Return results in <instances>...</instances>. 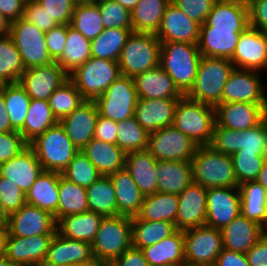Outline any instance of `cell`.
Here are the masks:
<instances>
[{"label":"cell","instance_id":"cell-1","mask_svg":"<svg viewBox=\"0 0 267 266\" xmlns=\"http://www.w3.org/2000/svg\"><path fill=\"white\" fill-rule=\"evenodd\" d=\"M198 45L187 42H161L159 66L186 95L193 87L201 60Z\"/></svg>","mask_w":267,"mask_h":266},{"label":"cell","instance_id":"cell-2","mask_svg":"<svg viewBox=\"0 0 267 266\" xmlns=\"http://www.w3.org/2000/svg\"><path fill=\"white\" fill-rule=\"evenodd\" d=\"M190 162L194 183L205 188L239 187L231 155L198 146Z\"/></svg>","mask_w":267,"mask_h":266},{"label":"cell","instance_id":"cell-3","mask_svg":"<svg viewBox=\"0 0 267 266\" xmlns=\"http://www.w3.org/2000/svg\"><path fill=\"white\" fill-rule=\"evenodd\" d=\"M215 124V108L183 95L177 102L173 127L188 136L197 146L209 145Z\"/></svg>","mask_w":267,"mask_h":266},{"label":"cell","instance_id":"cell-4","mask_svg":"<svg viewBox=\"0 0 267 266\" xmlns=\"http://www.w3.org/2000/svg\"><path fill=\"white\" fill-rule=\"evenodd\" d=\"M233 69L228 58L202 56L193 87L186 96L214 107L221 104L223 88Z\"/></svg>","mask_w":267,"mask_h":266},{"label":"cell","instance_id":"cell-5","mask_svg":"<svg viewBox=\"0 0 267 266\" xmlns=\"http://www.w3.org/2000/svg\"><path fill=\"white\" fill-rule=\"evenodd\" d=\"M44 171L62 172L78 152L58 122L29 143Z\"/></svg>","mask_w":267,"mask_h":266},{"label":"cell","instance_id":"cell-6","mask_svg":"<svg viewBox=\"0 0 267 266\" xmlns=\"http://www.w3.org/2000/svg\"><path fill=\"white\" fill-rule=\"evenodd\" d=\"M131 217L117 215L103 217L94 241L93 258L111 263L132 246Z\"/></svg>","mask_w":267,"mask_h":266},{"label":"cell","instance_id":"cell-7","mask_svg":"<svg viewBox=\"0 0 267 266\" xmlns=\"http://www.w3.org/2000/svg\"><path fill=\"white\" fill-rule=\"evenodd\" d=\"M160 48L161 42L155 34L132 32L118 60L121 75L134 78L158 67Z\"/></svg>","mask_w":267,"mask_h":266},{"label":"cell","instance_id":"cell-8","mask_svg":"<svg viewBox=\"0 0 267 266\" xmlns=\"http://www.w3.org/2000/svg\"><path fill=\"white\" fill-rule=\"evenodd\" d=\"M119 76L118 61L91 57L70 73L69 79L85 100H96Z\"/></svg>","mask_w":267,"mask_h":266},{"label":"cell","instance_id":"cell-9","mask_svg":"<svg viewBox=\"0 0 267 266\" xmlns=\"http://www.w3.org/2000/svg\"><path fill=\"white\" fill-rule=\"evenodd\" d=\"M138 94L132 77L119 76L95 102L99 115L121 122L134 117Z\"/></svg>","mask_w":267,"mask_h":266},{"label":"cell","instance_id":"cell-10","mask_svg":"<svg viewBox=\"0 0 267 266\" xmlns=\"http://www.w3.org/2000/svg\"><path fill=\"white\" fill-rule=\"evenodd\" d=\"M223 249L221 230L201 225L184 231L185 266L215 264Z\"/></svg>","mask_w":267,"mask_h":266},{"label":"cell","instance_id":"cell-11","mask_svg":"<svg viewBox=\"0 0 267 266\" xmlns=\"http://www.w3.org/2000/svg\"><path fill=\"white\" fill-rule=\"evenodd\" d=\"M12 37L25 68L38 67L53 62L45 39V32L23 18L11 22Z\"/></svg>","mask_w":267,"mask_h":266},{"label":"cell","instance_id":"cell-12","mask_svg":"<svg viewBox=\"0 0 267 266\" xmlns=\"http://www.w3.org/2000/svg\"><path fill=\"white\" fill-rule=\"evenodd\" d=\"M198 148L188 136L173 126L149 133L146 150L158 161H188Z\"/></svg>","mask_w":267,"mask_h":266},{"label":"cell","instance_id":"cell-13","mask_svg":"<svg viewBox=\"0 0 267 266\" xmlns=\"http://www.w3.org/2000/svg\"><path fill=\"white\" fill-rule=\"evenodd\" d=\"M260 74L255 70L234 68L222 91L221 104L246 102L267 104Z\"/></svg>","mask_w":267,"mask_h":266},{"label":"cell","instance_id":"cell-14","mask_svg":"<svg viewBox=\"0 0 267 266\" xmlns=\"http://www.w3.org/2000/svg\"><path fill=\"white\" fill-rule=\"evenodd\" d=\"M69 79V75L56 61L47 65L26 68L18 83L31 99L46 100Z\"/></svg>","mask_w":267,"mask_h":266},{"label":"cell","instance_id":"cell-15","mask_svg":"<svg viewBox=\"0 0 267 266\" xmlns=\"http://www.w3.org/2000/svg\"><path fill=\"white\" fill-rule=\"evenodd\" d=\"M230 60L234 68L258 72L267 69V32L247 27L241 33Z\"/></svg>","mask_w":267,"mask_h":266},{"label":"cell","instance_id":"cell-16","mask_svg":"<svg viewBox=\"0 0 267 266\" xmlns=\"http://www.w3.org/2000/svg\"><path fill=\"white\" fill-rule=\"evenodd\" d=\"M240 214L239 187L207 188L205 225L221 230Z\"/></svg>","mask_w":267,"mask_h":266},{"label":"cell","instance_id":"cell-17","mask_svg":"<svg viewBox=\"0 0 267 266\" xmlns=\"http://www.w3.org/2000/svg\"><path fill=\"white\" fill-rule=\"evenodd\" d=\"M214 108L215 123L236 131L253 128L267 117V104L233 102L218 104Z\"/></svg>","mask_w":267,"mask_h":266},{"label":"cell","instance_id":"cell-18","mask_svg":"<svg viewBox=\"0 0 267 266\" xmlns=\"http://www.w3.org/2000/svg\"><path fill=\"white\" fill-rule=\"evenodd\" d=\"M56 224L51 213L25 203L9 216L7 229L8 235L31 237L39 234H55Z\"/></svg>","mask_w":267,"mask_h":266},{"label":"cell","instance_id":"cell-19","mask_svg":"<svg viewBox=\"0 0 267 266\" xmlns=\"http://www.w3.org/2000/svg\"><path fill=\"white\" fill-rule=\"evenodd\" d=\"M99 110L95 100H85L78 108L59 121L67 137L78 151L94 138Z\"/></svg>","mask_w":267,"mask_h":266},{"label":"cell","instance_id":"cell-20","mask_svg":"<svg viewBox=\"0 0 267 266\" xmlns=\"http://www.w3.org/2000/svg\"><path fill=\"white\" fill-rule=\"evenodd\" d=\"M200 24L185 15L173 2L165 9L155 34L160 42H187L198 44Z\"/></svg>","mask_w":267,"mask_h":266},{"label":"cell","instance_id":"cell-21","mask_svg":"<svg viewBox=\"0 0 267 266\" xmlns=\"http://www.w3.org/2000/svg\"><path fill=\"white\" fill-rule=\"evenodd\" d=\"M178 199L176 229L185 231L205 225L207 188L192 182L178 195Z\"/></svg>","mask_w":267,"mask_h":266},{"label":"cell","instance_id":"cell-22","mask_svg":"<svg viewBox=\"0 0 267 266\" xmlns=\"http://www.w3.org/2000/svg\"><path fill=\"white\" fill-rule=\"evenodd\" d=\"M55 234H39L31 237L8 235L6 257L24 266H39L46 258Z\"/></svg>","mask_w":267,"mask_h":266},{"label":"cell","instance_id":"cell-23","mask_svg":"<svg viewBox=\"0 0 267 266\" xmlns=\"http://www.w3.org/2000/svg\"><path fill=\"white\" fill-rule=\"evenodd\" d=\"M43 171L35 152L29 146L19 155L0 164V175L19 186L24 194Z\"/></svg>","mask_w":267,"mask_h":266},{"label":"cell","instance_id":"cell-24","mask_svg":"<svg viewBox=\"0 0 267 266\" xmlns=\"http://www.w3.org/2000/svg\"><path fill=\"white\" fill-rule=\"evenodd\" d=\"M178 100L138 98L134 118L149 133L172 126Z\"/></svg>","mask_w":267,"mask_h":266},{"label":"cell","instance_id":"cell-25","mask_svg":"<svg viewBox=\"0 0 267 266\" xmlns=\"http://www.w3.org/2000/svg\"><path fill=\"white\" fill-rule=\"evenodd\" d=\"M266 231L257 222L240 214L221 229L223 248L246 253Z\"/></svg>","mask_w":267,"mask_h":266},{"label":"cell","instance_id":"cell-26","mask_svg":"<svg viewBox=\"0 0 267 266\" xmlns=\"http://www.w3.org/2000/svg\"><path fill=\"white\" fill-rule=\"evenodd\" d=\"M92 259L90 243L69 239L56 232L49 245L44 263L75 266Z\"/></svg>","mask_w":267,"mask_h":266},{"label":"cell","instance_id":"cell-27","mask_svg":"<svg viewBox=\"0 0 267 266\" xmlns=\"http://www.w3.org/2000/svg\"><path fill=\"white\" fill-rule=\"evenodd\" d=\"M138 98L180 99L183 94L160 66L137 74L134 78Z\"/></svg>","mask_w":267,"mask_h":266},{"label":"cell","instance_id":"cell-28","mask_svg":"<svg viewBox=\"0 0 267 266\" xmlns=\"http://www.w3.org/2000/svg\"><path fill=\"white\" fill-rule=\"evenodd\" d=\"M243 31L214 29L203 23L197 44L201 55L231 59Z\"/></svg>","mask_w":267,"mask_h":266},{"label":"cell","instance_id":"cell-29","mask_svg":"<svg viewBox=\"0 0 267 266\" xmlns=\"http://www.w3.org/2000/svg\"><path fill=\"white\" fill-rule=\"evenodd\" d=\"M205 23L214 29L245 30L249 27L248 5L238 0H216Z\"/></svg>","mask_w":267,"mask_h":266},{"label":"cell","instance_id":"cell-30","mask_svg":"<svg viewBox=\"0 0 267 266\" xmlns=\"http://www.w3.org/2000/svg\"><path fill=\"white\" fill-rule=\"evenodd\" d=\"M149 266H185L184 231L141 249Z\"/></svg>","mask_w":267,"mask_h":266},{"label":"cell","instance_id":"cell-31","mask_svg":"<svg viewBox=\"0 0 267 266\" xmlns=\"http://www.w3.org/2000/svg\"><path fill=\"white\" fill-rule=\"evenodd\" d=\"M157 163L158 160L146 149L126 154L125 169L130 173L144 196L157 192Z\"/></svg>","mask_w":267,"mask_h":266},{"label":"cell","instance_id":"cell-32","mask_svg":"<svg viewBox=\"0 0 267 266\" xmlns=\"http://www.w3.org/2000/svg\"><path fill=\"white\" fill-rule=\"evenodd\" d=\"M116 196L118 215L135 217L141 210L144 194L124 168L109 175Z\"/></svg>","mask_w":267,"mask_h":266},{"label":"cell","instance_id":"cell-33","mask_svg":"<svg viewBox=\"0 0 267 266\" xmlns=\"http://www.w3.org/2000/svg\"><path fill=\"white\" fill-rule=\"evenodd\" d=\"M102 176L125 168L126 153L116 144L93 138L81 150Z\"/></svg>","mask_w":267,"mask_h":266},{"label":"cell","instance_id":"cell-34","mask_svg":"<svg viewBox=\"0 0 267 266\" xmlns=\"http://www.w3.org/2000/svg\"><path fill=\"white\" fill-rule=\"evenodd\" d=\"M61 173L43 171L25 194L27 204L51 213L56 221L59 202V176Z\"/></svg>","mask_w":267,"mask_h":266},{"label":"cell","instance_id":"cell-35","mask_svg":"<svg viewBox=\"0 0 267 266\" xmlns=\"http://www.w3.org/2000/svg\"><path fill=\"white\" fill-rule=\"evenodd\" d=\"M103 216L95 212L70 214L60 218L56 224L57 233L63 237L92 243Z\"/></svg>","mask_w":267,"mask_h":266},{"label":"cell","instance_id":"cell-36","mask_svg":"<svg viewBox=\"0 0 267 266\" xmlns=\"http://www.w3.org/2000/svg\"><path fill=\"white\" fill-rule=\"evenodd\" d=\"M157 192L179 195L192 180V166L188 161H158Z\"/></svg>","mask_w":267,"mask_h":266},{"label":"cell","instance_id":"cell-37","mask_svg":"<svg viewBox=\"0 0 267 266\" xmlns=\"http://www.w3.org/2000/svg\"><path fill=\"white\" fill-rule=\"evenodd\" d=\"M241 214L267 230V191L256 181L239 185Z\"/></svg>","mask_w":267,"mask_h":266},{"label":"cell","instance_id":"cell-38","mask_svg":"<svg viewBox=\"0 0 267 266\" xmlns=\"http://www.w3.org/2000/svg\"><path fill=\"white\" fill-rule=\"evenodd\" d=\"M178 195L155 192L144 197L137 217L147 221H168L175 224L178 213Z\"/></svg>","mask_w":267,"mask_h":266},{"label":"cell","instance_id":"cell-39","mask_svg":"<svg viewBox=\"0 0 267 266\" xmlns=\"http://www.w3.org/2000/svg\"><path fill=\"white\" fill-rule=\"evenodd\" d=\"M171 0H139L131 11L132 31L156 34Z\"/></svg>","mask_w":267,"mask_h":266},{"label":"cell","instance_id":"cell-40","mask_svg":"<svg viewBox=\"0 0 267 266\" xmlns=\"http://www.w3.org/2000/svg\"><path fill=\"white\" fill-rule=\"evenodd\" d=\"M57 123L58 120L53 115L48 101L31 99L23 128L19 132L29 144Z\"/></svg>","mask_w":267,"mask_h":266},{"label":"cell","instance_id":"cell-41","mask_svg":"<svg viewBox=\"0 0 267 266\" xmlns=\"http://www.w3.org/2000/svg\"><path fill=\"white\" fill-rule=\"evenodd\" d=\"M131 224L132 246L138 249L151 246L177 230L172 222L141 220L137 216L131 218Z\"/></svg>","mask_w":267,"mask_h":266},{"label":"cell","instance_id":"cell-42","mask_svg":"<svg viewBox=\"0 0 267 266\" xmlns=\"http://www.w3.org/2000/svg\"><path fill=\"white\" fill-rule=\"evenodd\" d=\"M88 211L103 217L118 215L115 189L109 176H102L86 188Z\"/></svg>","mask_w":267,"mask_h":266},{"label":"cell","instance_id":"cell-43","mask_svg":"<svg viewBox=\"0 0 267 266\" xmlns=\"http://www.w3.org/2000/svg\"><path fill=\"white\" fill-rule=\"evenodd\" d=\"M132 29L106 28L91 40V57L118 61Z\"/></svg>","mask_w":267,"mask_h":266},{"label":"cell","instance_id":"cell-44","mask_svg":"<svg viewBox=\"0 0 267 266\" xmlns=\"http://www.w3.org/2000/svg\"><path fill=\"white\" fill-rule=\"evenodd\" d=\"M90 48L91 41L68 24L64 52L56 62L69 75L91 58Z\"/></svg>","mask_w":267,"mask_h":266},{"label":"cell","instance_id":"cell-45","mask_svg":"<svg viewBox=\"0 0 267 266\" xmlns=\"http://www.w3.org/2000/svg\"><path fill=\"white\" fill-rule=\"evenodd\" d=\"M88 211V199L86 188L68 181L59 176V202L56 211V222L70 214H78Z\"/></svg>","mask_w":267,"mask_h":266},{"label":"cell","instance_id":"cell-46","mask_svg":"<svg viewBox=\"0 0 267 266\" xmlns=\"http://www.w3.org/2000/svg\"><path fill=\"white\" fill-rule=\"evenodd\" d=\"M25 69L12 37L10 35L0 37V87L18 83Z\"/></svg>","mask_w":267,"mask_h":266},{"label":"cell","instance_id":"cell-47","mask_svg":"<svg viewBox=\"0 0 267 266\" xmlns=\"http://www.w3.org/2000/svg\"><path fill=\"white\" fill-rule=\"evenodd\" d=\"M0 91L4 95L11 126L15 131H20L23 128L31 98L19 83L5 84L0 87Z\"/></svg>","mask_w":267,"mask_h":266},{"label":"cell","instance_id":"cell-48","mask_svg":"<svg viewBox=\"0 0 267 266\" xmlns=\"http://www.w3.org/2000/svg\"><path fill=\"white\" fill-rule=\"evenodd\" d=\"M70 26L90 41L105 29L97 4H76Z\"/></svg>","mask_w":267,"mask_h":266},{"label":"cell","instance_id":"cell-49","mask_svg":"<svg viewBox=\"0 0 267 266\" xmlns=\"http://www.w3.org/2000/svg\"><path fill=\"white\" fill-rule=\"evenodd\" d=\"M85 99L74 83L68 79L48 99L49 106L58 122L78 108Z\"/></svg>","mask_w":267,"mask_h":266},{"label":"cell","instance_id":"cell-50","mask_svg":"<svg viewBox=\"0 0 267 266\" xmlns=\"http://www.w3.org/2000/svg\"><path fill=\"white\" fill-rule=\"evenodd\" d=\"M117 130L116 145L126 154L147 148L149 132L134 117L117 122Z\"/></svg>","mask_w":267,"mask_h":266},{"label":"cell","instance_id":"cell-51","mask_svg":"<svg viewBox=\"0 0 267 266\" xmlns=\"http://www.w3.org/2000/svg\"><path fill=\"white\" fill-rule=\"evenodd\" d=\"M62 176L68 181L85 188L102 177L98 169L81 150L74 155L67 168L62 172Z\"/></svg>","mask_w":267,"mask_h":266},{"label":"cell","instance_id":"cell-52","mask_svg":"<svg viewBox=\"0 0 267 266\" xmlns=\"http://www.w3.org/2000/svg\"><path fill=\"white\" fill-rule=\"evenodd\" d=\"M238 186L255 181L265 162L262 155L254 152H235L231 155Z\"/></svg>","mask_w":267,"mask_h":266},{"label":"cell","instance_id":"cell-53","mask_svg":"<svg viewBox=\"0 0 267 266\" xmlns=\"http://www.w3.org/2000/svg\"><path fill=\"white\" fill-rule=\"evenodd\" d=\"M104 28L132 29L131 12L115 0L97 3Z\"/></svg>","mask_w":267,"mask_h":266},{"label":"cell","instance_id":"cell-54","mask_svg":"<svg viewBox=\"0 0 267 266\" xmlns=\"http://www.w3.org/2000/svg\"><path fill=\"white\" fill-rule=\"evenodd\" d=\"M267 136V117L257 126L237 131V152L262 155Z\"/></svg>","mask_w":267,"mask_h":266},{"label":"cell","instance_id":"cell-55","mask_svg":"<svg viewBox=\"0 0 267 266\" xmlns=\"http://www.w3.org/2000/svg\"><path fill=\"white\" fill-rule=\"evenodd\" d=\"M0 197L9 216L26 203L25 194L19 186L2 175H0Z\"/></svg>","mask_w":267,"mask_h":266},{"label":"cell","instance_id":"cell-56","mask_svg":"<svg viewBox=\"0 0 267 266\" xmlns=\"http://www.w3.org/2000/svg\"><path fill=\"white\" fill-rule=\"evenodd\" d=\"M208 146L222 154L232 155L237 152V131L220 127L215 123Z\"/></svg>","mask_w":267,"mask_h":266},{"label":"cell","instance_id":"cell-57","mask_svg":"<svg viewBox=\"0 0 267 266\" xmlns=\"http://www.w3.org/2000/svg\"><path fill=\"white\" fill-rule=\"evenodd\" d=\"M28 146L19 131L0 133V164L19 155Z\"/></svg>","mask_w":267,"mask_h":266},{"label":"cell","instance_id":"cell-58","mask_svg":"<svg viewBox=\"0 0 267 266\" xmlns=\"http://www.w3.org/2000/svg\"><path fill=\"white\" fill-rule=\"evenodd\" d=\"M22 18L32 23L43 32H48L53 27L59 25L37 1L25 3Z\"/></svg>","mask_w":267,"mask_h":266},{"label":"cell","instance_id":"cell-59","mask_svg":"<svg viewBox=\"0 0 267 266\" xmlns=\"http://www.w3.org/2000/svg\"><path fill=\"white\" fill-rule=\"evenodd\" d=\"M216 0H171L185 15L200 25L205 23Z\"/></svg>","mask_w":267,"mask_h":266},{"label":"cell","instance_id":"cell-60","mask_svg":"<svg viewBox=\"0 0 267 266\" xmlns=\"http://www.w3.org/2000/svg\"><path fill=\"white\" fill-rule=\"evenodd\" d=\"M58 24H70L75 3L72 0H36Z\"/></svg>","mask_w":267,"mask_h":266},{"label":"cell","instance_id":"cell-61","mask_svg":"<svg viewBox=\"0 0 267 266\" xmlns=\"http://www.w3.org/2000/svg\"><path fill=\"white\" fill-rule=\"evenodd\" d=\"M48 53L53 61H57L63 54L67 39V25L59 24L45 32Z\"/></svg>","mask_w":267,"mask_h":266},{"label":"cell","instance_id":"cell-62","mask_svg":"<svg viewBox=\"0 0 267 266\" xmlns=\"http://www.w3.org/2000/svg\"><path fill=\"white\" fill-rule=\"evenodd\" d=\"M247 5L249 26L267 32V0H253Z\"/></svg>","mask_w":267,"mask_h":266},{"label":"cell","instance_id":"cell-63","mask_svg":"<svg viewBox=\"0 0 267 266\" xmlns=\"http://www.w3.org/2000/svg\"><path fill=\"white\" fill-rule=\"evenodd\" d=\"M117 133V122L99 115L95 125L94 138L116 144Z\"/></svg>","mask_w":267,"mask_h":266},{"label":"cell","instance_id":"cell-64","mask_svg":"<svg viewBox=\"0 0 267 266\" xmlns=\"http://www.w3.org/2000/svg\"><path fill=\"white\" fill-rule=\"evenodd\" d=\"M110 264L111 266H149L142 250L133 246L115 258Z\"/></svg>","mask_w":267,"mask_h":266},{"label":"cell","instance_id":"cell-65","mask_svg":"<svg viewBox=\"0 0 267 266\" xmlns=\"http://www.w3.org/2000/svg\"><path fill=\"white\" fill-rule=\"evenodd\" d=\"M245 254L250 266H267V231Z\"/></svg>","mask_w":267,"mask_h":266},{"label":"cell","instance_id":"cell-66","mask_svg":"<svg viewBox=\"0 0 267 266\" xmlns=\"http://www.w3.org/2000/svg\"><path fill=\"white\" fill-rule=\"evenodd\" d=\"M216 266H250L245 253L223 248L218 255Z\"/></svg>","mask_w":267,"mask_h":266},{"label":"cell","instance_id":"cell-67","mask_svg":"<svg viewBox=\"0 0 267 266\" xmlns=\"http://www.w3.org/2000/svg\"><path fill=\"white\" fill-rule=\"evenodd\" d=\"M25 3L24 0H0V11L10 22H13L23 17Z\"/></svg>","mask_w":267,"mask_h":266},{"label":"cell","instance_id":"cell-68","mask_svg":"<svg viewBox=\"0 0 267 266\" xmlns=\"http://www.w3.org/2000/svg\"><path fill=\"white\" fill-rule=\"evenodd\" d=\"M3 93L0 91V133L15 131L9 119Z\"/></svg>","mask_w":267,"mask_h":266},{"label":"cell","instance_id":"cell-69","mask_svg":"<svg viewBox=\"0 0 267 266\" xmlns=\"http://www.w3.org/2000/svg\"><path fill=\"white\" fill-rule=\"evenodd\" d=\"M7 239H8L7 226L0 227V258L5 257L6 255Z\"/></svg>","mask_w":267,"mask_h":266},{"label":"cell","instance_id":"cell-70","mask_svg":"<svg viewBox=\"0 0 267 266\" xmlns=\"http://www.w3.org/2000/svg\"><path fill=\"white\" fill-rule=\"evenodd\" d=\"M11 22L0 11V37L10 35Z\"/></svg>","mask_w":267,"mask_h":266},{"label":"cell","instance_id":"cell-71","mask_svg":"<svg viewBox=\"0 0 267 266\" xmlns=\"http://www.w3.org/2000/svg\"><path fill=\"white\" fill-rule=\"evenodd\" d=\"M267 191V161L264 162L262 169L255 180Z\"/></svg>","mask_w":267,"mask_h":266},{"label":"cell","instance_id":"cell-72","mask_svg":"<svg viewBox=\"0 0 267 266\" xmlns=\"http://www.w3.org/2000/svg\"><path fill=\"white\" fill-rule=\"evenodd\" d=\"M9 215L7 214L6 210L4 209L1 197H0V227L7 226L8 224Z\"/></svg>","mask_w":267,"mask_h":266},{"label":"cell","instance_id":"cell-73","mask_svg":"<svg viewBox=\"0 0 267 266\" xmlns=\"http://www.w3.org/2000/svg\"><path fill=\"white\" fill-rule=\"evenodd\" d=\"M109 264L110 263H108L106 261L93 258L92 260H90L88 262L80 263V264L75 265V266H108Z\"/></svg>","mask_w":267,"mask_h":266},{"label":"cell","instance_id":"cell-74","mask_svg":"<svg viewBox=\"0 0 267 266\" xmlns=\"http://www.w3.org/2000/svg\"><path fill=\"white\" fill-rule=\"evenodd\" d=\"M117 3H120L123 7L128 9L130 12L135 8L139 0H115Z\"/></svg>","mask_w":267,"mask_h":266},{"label":"cell","instance_id":"cell-75","mask_svg":"<svg viewBox=\"0 0 267 266\" xmlns=\"http://www.w3.org/2000/svg\"><path fill=\"white\" fill-rule=\"evenodd\" d=\"M0 266H24L21 264H17L11 260H9L6 256L3 258H0Z\"/></svg>","mask_w":267,"mask_h":266},{"label":"cell","instance_id":"cell-76","mask_svg":"<svg viewBox=\"0 0 267 266\" xmlns=\"http://www.w3.org/2000/svg\"><path fill=\"white\" fill-rule=\"evenodd\" d=\"M262 156L264 157V160L267 161V136Z\"/></svg>","mask_w":267,"mask_h":266},{"label":"cell","instance_id":"cell-77","mask_svg":"<svg viewBox=\"0 0 267 266\" xmlns=\"http://www.w3.org/2000/svg\"><path fill=\"white\" fill-rule=\"evenodd\" d=\"M75 4H90V0H72Z\"/></svg>","mask_w":267,"mask_h":266},{"label":"cell","instance_id":"cell-78","mask_svg":"<svg viewBox=\"0 0 267 266\" xmlns=\"http://www.w3.org/2000/svg\"><path fill=\"white\" fill-rule=\"evenodd\" d=\"M39 266H65V265H53V264H46V263H42Z\"/></svg>","mask_w":267,"mask_h":266},{"label":"cell","instance_id":"cell-79","mask_svg":"<svg viewBox=\"0 0 267 266\" xmlns=\"http://www.w3.org/2000/svg\"><path fill=\"white\" fill-rule=\"evenodd\" d=\"M104 0H90V4H97L99 2H102Z\"/></svg>","mask_w":267,"mask_h":266},{"label":"cell","instance_id":"cell-80","mask_svg":"<svg viewBox=\"0 0 267 266\" xmlns=\"http://www.w3.org/2000/svg\"><path fill=\"white\" fill-rule=\"evenodd\" d=\"M238 1H240V2H243V3H245V4H249L251 1H253V0H238Z\"/></svg>","mask_w":267,"mask_h":266}]
</instances>
